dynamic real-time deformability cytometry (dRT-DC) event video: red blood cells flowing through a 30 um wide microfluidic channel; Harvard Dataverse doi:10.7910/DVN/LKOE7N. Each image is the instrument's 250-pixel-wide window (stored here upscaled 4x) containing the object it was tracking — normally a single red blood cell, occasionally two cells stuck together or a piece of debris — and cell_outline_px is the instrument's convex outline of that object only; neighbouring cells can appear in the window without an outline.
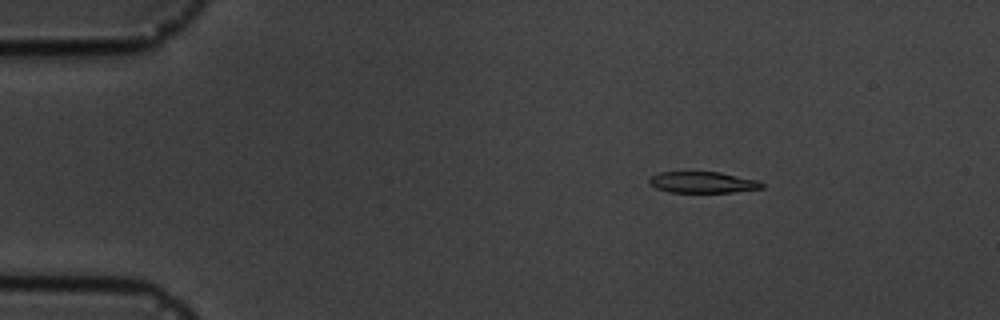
{"species": "common noctule bat (a hibernating species)", "species_latin": "Nyctalus noctula", "temperature_condition": "cold", "stored_images_in_passage": 5, "camera_frame_rate_fps": 3000, "um_per_image_px": 0.085, "animal": {"sex": "male", "body_mass_g": 19.5, "forearm_length_mm": 54.6}, "frame": {"image": 1, "passage_image": 2, "time_ms": 1.333, "image_size_px": [1000, 320], "cell_outline_px": [[764, 188], [732, 192], [668, 192], [656, 188], [648, 184], [648, 180], [652, 176], [660, 172], [720, 172], [760, 180], [764, 184]], "centroid_in_image_um": [59.75, 15.5], "position_along_channel_um": 25.2, "area_um2": 14.05}}
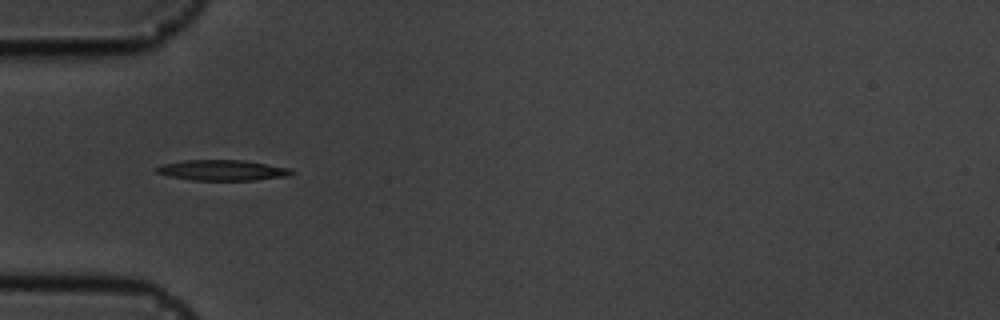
{"frame": {"image": 2, "passage_image": 4, "time_ms": 4.333, "image_size_px": [1000, 320], "cell_outline_px": [[296, 172], [288, 176], [256, 180], [192, 180], [168, 176], [156, 172], [156, 168], [160, 164], [184, 160], [244, 160], [292, 168]], "centroid_in_image_um": [18.94, 14.46], "position_along_channel_um": 66.1, "area_um2": 16.36}}
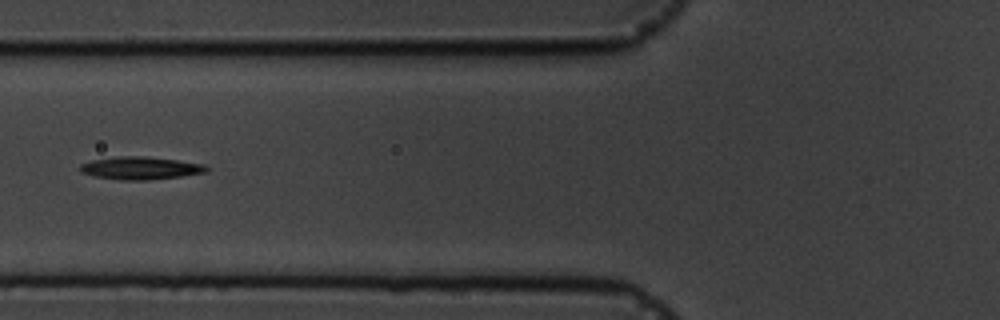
{"frame": {"image": 3, "passage_image": 5, "time_ms": 5.667, "image_size_px": [1000, 320], "cell_outline_px": [[208, 172], [180, 176], [148, 180], [120, 180], [92, 176], [80, 172], [80, 164], [92, 160], [116, 156], [144, 156], [176, 160], [204, 164], [208, 168]], "centroid_in_image_um": [11.9, 14.29], "position_along_channel_um": 113.9, "area_um2": 16.76}}